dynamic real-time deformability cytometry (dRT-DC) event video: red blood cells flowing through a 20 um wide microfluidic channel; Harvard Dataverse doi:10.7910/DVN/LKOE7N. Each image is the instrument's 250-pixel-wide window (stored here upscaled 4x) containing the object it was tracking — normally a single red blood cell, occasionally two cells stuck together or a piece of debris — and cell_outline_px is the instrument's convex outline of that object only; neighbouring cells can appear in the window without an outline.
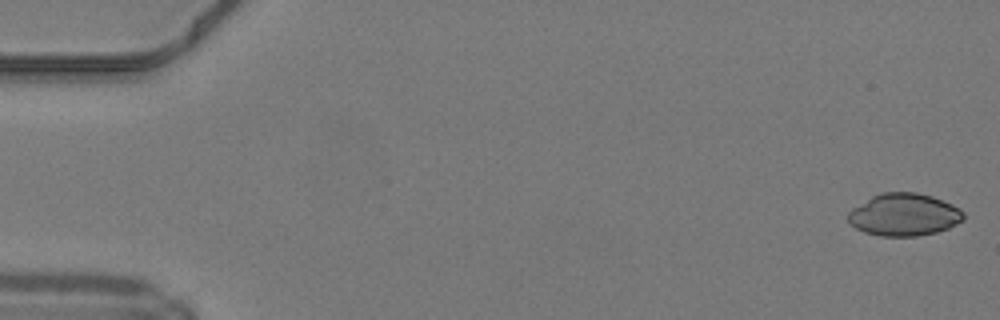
{"species": "common noctule bat (a hibernating species)", "species_latin": "Nyctalus noctula", "temperature_condition": "warm", "stored_images_in_passage": 15, "camera_frame_rate_fps": 3000, "um_per_image_px": 0.085, "animal": {"sex": "male", "body_mass_g": 19.2, "forearm_length_mm": 51.8}, "frame": {"image": 1, "passage_image": 1, "time_ms": 0.0, "image_size_px": [1000, 320], "cell_outline_px": [[964, 220], [948, 228], [936, 232], [916, 236], [880, 236], [864, 232], [856, 228], [848, 220], [848, 212], [852, 208], [872, 196], [880, 192], [916, 192], [932, 196], [952, 204], [960, 208], [964, 212]], "centroid_in_image_um": [76.85, 18.24], "position_along_channel_um": 8.1, "area_um2": 28.61}}